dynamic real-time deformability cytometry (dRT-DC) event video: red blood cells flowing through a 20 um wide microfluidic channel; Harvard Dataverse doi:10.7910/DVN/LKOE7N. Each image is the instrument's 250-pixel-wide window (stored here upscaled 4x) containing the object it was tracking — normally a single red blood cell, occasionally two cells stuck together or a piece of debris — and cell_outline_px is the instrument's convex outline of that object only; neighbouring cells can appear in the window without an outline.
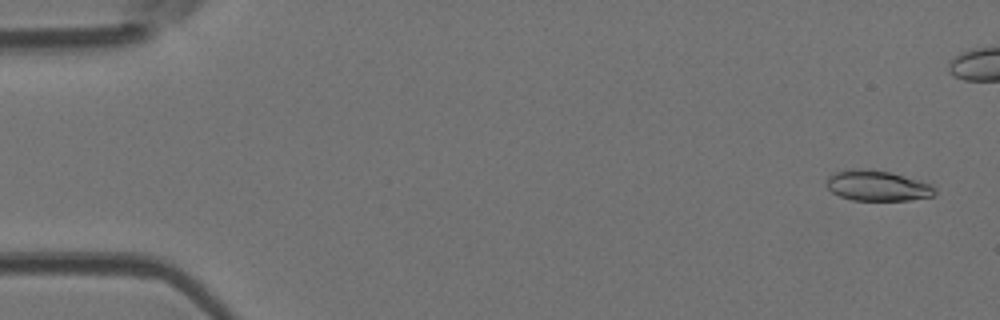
{"species": "Egyptian fruit bat (a non-hibernating species)", "species_latin": "Rousettus aegyptiacus", "temperature_condition": "room temperature", "stored_images_in_passage": 4, "camera_frame_rate_fps": 3000, "um_per_image_px": 0.085, "animal": {"sex": "female"}, "frame": {"image": 1, "passage_image": 1, "time_ms": 0.0, "image_size_px": [1000, 320], "cell_outline_px": [[936, 192], [932, 196], [908, 200], [852, 200], [840, 196], [832, 192], [824, 184], [828, 176], [836, 172], [852, 168], [868, 168], [888, 172], [916, 180], [928, 184], [936, 188]], "centroid_in_image_um": [74.5, 15.78], "position_along_channel_um": 10.5, "area_um2": 19.07}}
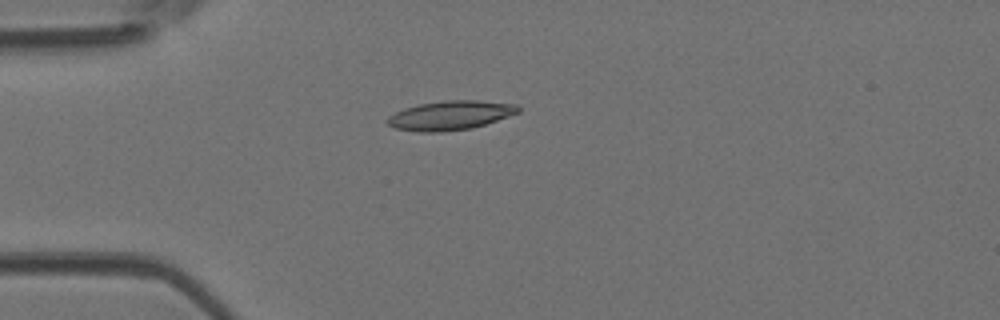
{"frame": {"image": 2, "passage_image": 4, "time_ms": 1.0, "image_size_px": [1000, 320], "cell_outline_px": [[520, 112], [472, 128], [440, 132], [420, 132], [396, 128], [388, 124], [384, 120], [388, 116], [404, 108], [420, 104], [444, 100], [476, 100], [516, 104], [520, 108]], "centroid_in_image_um": [38.25, 9.8], "position_along_channel_um": 46.7, "area_um2": 22.14}}